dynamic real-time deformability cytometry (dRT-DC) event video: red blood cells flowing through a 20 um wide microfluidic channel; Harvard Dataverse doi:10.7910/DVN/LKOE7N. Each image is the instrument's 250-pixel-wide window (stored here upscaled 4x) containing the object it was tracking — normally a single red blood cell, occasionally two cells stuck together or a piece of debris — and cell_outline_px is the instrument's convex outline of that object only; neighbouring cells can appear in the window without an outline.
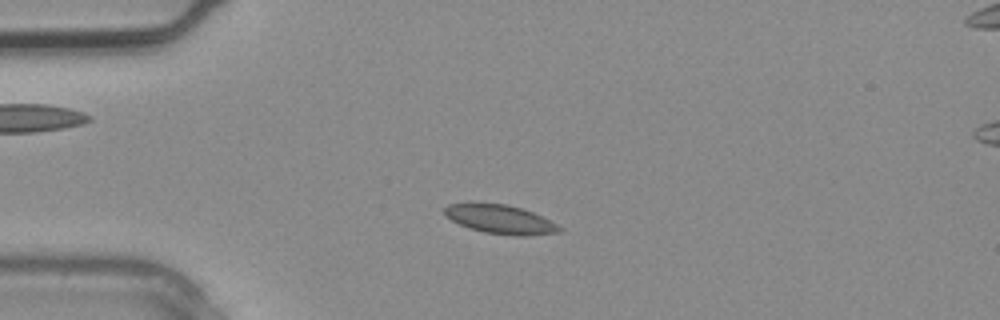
{"species": "common noctule bat (a hibernating species)", "species_latin": "Nyctalus noctula", "temperature_condition": "warm", "stored_images_in_passage": 3, "camera_frame_rate_fps": 3000, "um_per_image_px": 0.085, "animal": {"sex": "male", "body_mass_g": 20.4}, "frame": {"image": 1, "passage_image": 2, "time_ms": 0.333, "image_size_px": [1000, 320], "cell_outline_px": [[564, 228], [560, 232], [528, 236], [516, 236], [484, 232], [468, 228], [444, 216], [444, 208], [448, 204], [472, 200], [508, 204], [532, 212]], "centroid_in_image_um": [42.44, 18.6], "position_along_channel_um": 42.6, "area_um2": 19.94}}